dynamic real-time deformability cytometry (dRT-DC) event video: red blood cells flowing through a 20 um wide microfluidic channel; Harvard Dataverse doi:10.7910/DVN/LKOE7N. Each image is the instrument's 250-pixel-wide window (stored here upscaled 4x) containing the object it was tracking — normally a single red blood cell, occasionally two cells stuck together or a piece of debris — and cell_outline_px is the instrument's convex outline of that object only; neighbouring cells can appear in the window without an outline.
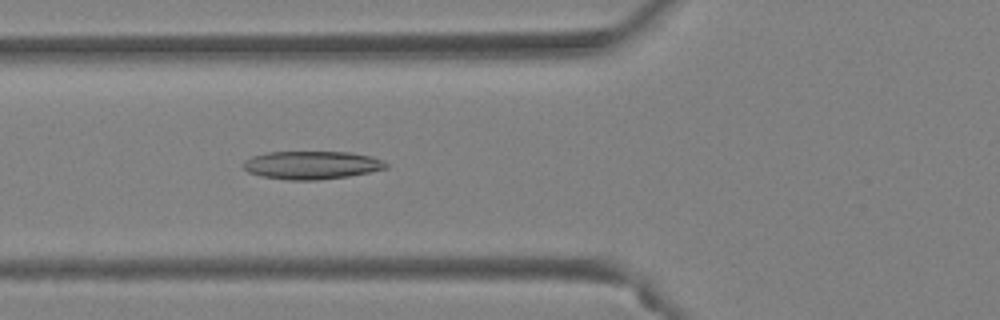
{"species": "Egyptian fruit bat (a non-hibernating species)", "species_latin": "Rousettus aegyptiacus", "temperature_condition": "warm", "stored_images_in_passage": 48, "camera_frame_rate_fps": 3000, "um_per_image_px": 0.085, "animal": {"sex": "female"}, "frame": {"image": 1, "passage_image": 19, "time_ms": 6.0, "image_size_px": [1000, 320], "cell_outline_px": [[388, 168], [348, 176], [316, 180], [288, 180], [260, 176], [248, 172], [240, 164], [244, 160], [252, 156], [268, 152], [352, 152], [372, 156], [384, 160], [388, 164]], "centroid_in_image_um": [26.48, 14.03], "position_along_channel_um": 99.3, "area_um2": 23.58}}
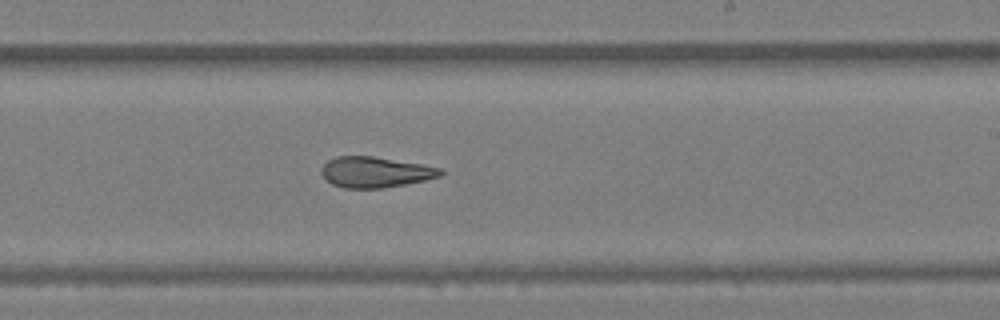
{"frame": {"image": 2, "passage_image": 30, "time_ms": 9.667, "image_size_px": [1000, 320], "cell_outline_px": [[444, 172], [440, 176], [424, 180], [404, 184], [380, 188], [344, 188], [332, 184], [320, 172], [320, 168], [328, 160], [336, 156], [372, 156], [424, 164], [444, 168]], "centroid_in_image_um": [31.92, 14.62], "position_along_channel_um": 257.1, "area_um2": 21.33}}
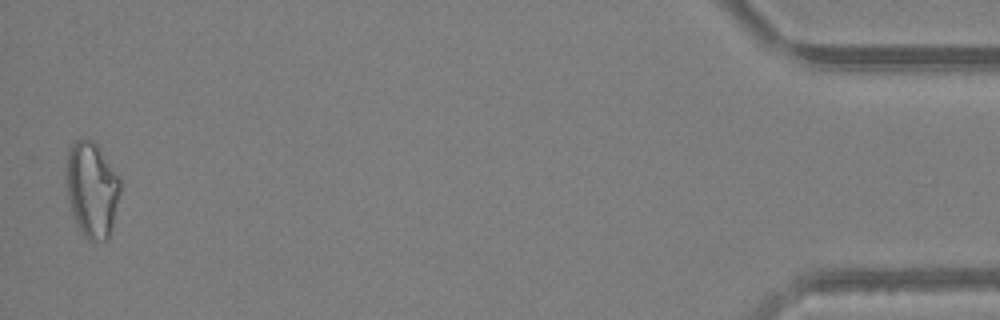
{"frame": {"image": 3, "passage_image": 48, "time_ms": 15.667, "image_size_px": [1000, 320], "cell_outline_px": [[120, 192], [112, 228], [108, 236], [104, 240], [88, 240], [80, 232], [72, 216], [68, 200], [64, 172], [64, 164], [68, 148], [76, 140], [92, 140], [100, 148], [120, 180]], "centroid_in_image_um": [7.75, 16.1], "position_along_channel_um": 427.4, "area_um2": 30.4}, "authors_computed_cell_mechanics": {"area_um2": 23.8714, "velocity_mm_per_s": 4.3037, "shape_relaxation_time_tau1_ms": null, "shape_relaxation_time_tau2_ms": 4.1748, "deformation_change_tau1": null, "deformation_change_tau2": 0.1484}}